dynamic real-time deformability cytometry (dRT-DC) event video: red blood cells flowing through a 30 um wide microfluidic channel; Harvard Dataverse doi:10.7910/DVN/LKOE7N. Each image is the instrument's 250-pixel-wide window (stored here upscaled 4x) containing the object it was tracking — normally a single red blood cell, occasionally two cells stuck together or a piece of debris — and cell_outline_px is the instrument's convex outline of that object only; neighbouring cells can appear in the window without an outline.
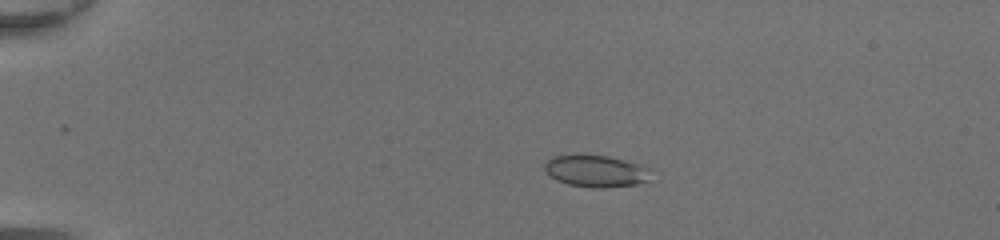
{"species": "common noctule bat (a hibernating species)", "species_latin": "Nyctalus noctula", "temperature_condition": "room temperature", "stored_images_in_passage": 49, "camera_frame_rate_fps": 3000, "um_per_image_px": 0.085, "animal": {"sex": "female", "body_mass_g": 20.0, "forearm_length_mm": 54.0}, "frame": {"image": 1, "passage_image": 12, "time_ms": 3.667, "image_size_px": [1000, 240], "cell_outline_px": [[656, 168], [652, 180], [640, 184], [604, 188], [588, 188], [568, 184], [556, 180], [544, 172], [544, 164], [552, 156], [608, 156]], "centroid_in_image_um": [50.78, 14.57], "position_along_channel_um": 34.2, "area_um2": 20.29}}
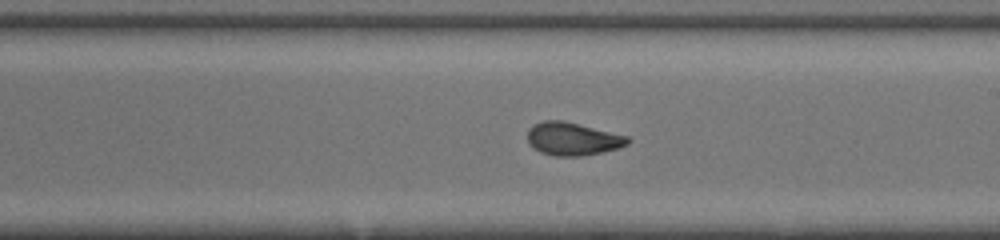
{"frame": {"image": 2, "passage_image": 31, "time_ms": 10.0, "image_size_px": [1000, 240], "cell_outline_px": [[632, 140], [628, 144], [620, 148], [580, 156], [556, 156], [540, 152], [532, 148], [528, 140], [528, 128], [544, 120], [560, 120], [628, 136]], "centroid_in_image_um": [48.68, 11.81], "position_along_channel_um": 240.3, "area_um2": 19.07}}
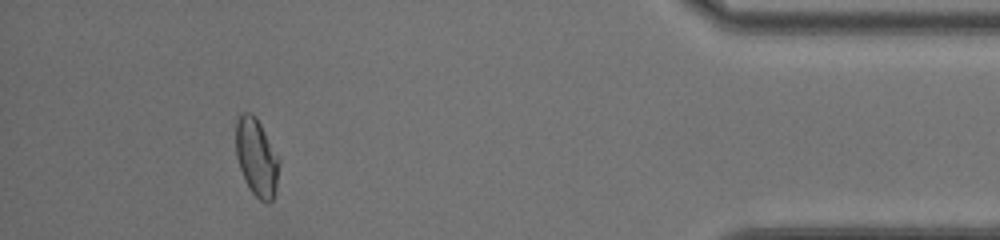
{"frame": {"image": 3, "passage_image": 46, "time_ms": 15.0, "image_size_px": [1000, 240], "cell_outline_px": [[280, 164], [276, 188], [272, 200], [268, 204], [260, 200], [252, 192], [244, 180], [236, 156], [236, 120], [240, 112], [252, 112], [256, 116], [280, 160]], "centroid_in_image_um": [21.8, 13.36], "position_along_channel_um": 413.4, "area_um2": 19.71}, "authors_computed_cell_mechanics": {"area_um2": 19.7098, "velocity_mm_per_s": 4.4032, "shape_relaxation_time_tau1_ms": null, "shape_relaxation_time_tau2_ms": 0.6263, "deformation_change_tau1": null, "deformation_change_tau2": 0.0619}}